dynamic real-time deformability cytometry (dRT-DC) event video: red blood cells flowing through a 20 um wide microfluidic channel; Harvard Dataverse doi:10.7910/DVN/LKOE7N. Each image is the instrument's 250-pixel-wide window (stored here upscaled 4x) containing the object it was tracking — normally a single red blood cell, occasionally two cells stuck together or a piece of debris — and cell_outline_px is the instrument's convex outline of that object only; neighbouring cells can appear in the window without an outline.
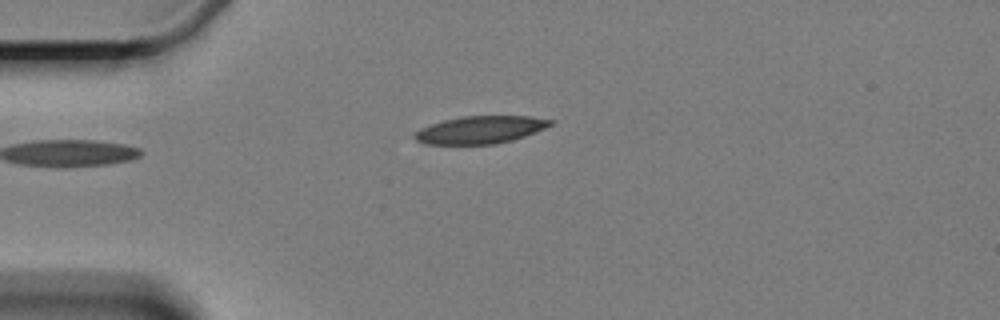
{"species": "Egyptian fruit bat (a non-hibernating species)", "species_latin": "Rousettus aegyptiacus", "temperature_condition": "cold", "stored_images_in_passage": 4, "camera_frame_rate_fps": 3000, "um_per_image_px": 0.085, "animal": {"sex": "female"}, "frame": {"image": 1, "passage_image": 4, "time_ms": 3.667, "image_size_px": [1000, 320], "cell_outline_px": [[556, 120], [552, 124], [544, 128], [524, 136], [512, 140], [492, 144], [428, 144], [416, 140], [412, 136], [420, 128], [444, 120], [460, 116], [528, 116]], "centroid_in_image_um": [40.83, 11.02], "position_along_channel_um": 44.2, "area_um2": 21.62}}